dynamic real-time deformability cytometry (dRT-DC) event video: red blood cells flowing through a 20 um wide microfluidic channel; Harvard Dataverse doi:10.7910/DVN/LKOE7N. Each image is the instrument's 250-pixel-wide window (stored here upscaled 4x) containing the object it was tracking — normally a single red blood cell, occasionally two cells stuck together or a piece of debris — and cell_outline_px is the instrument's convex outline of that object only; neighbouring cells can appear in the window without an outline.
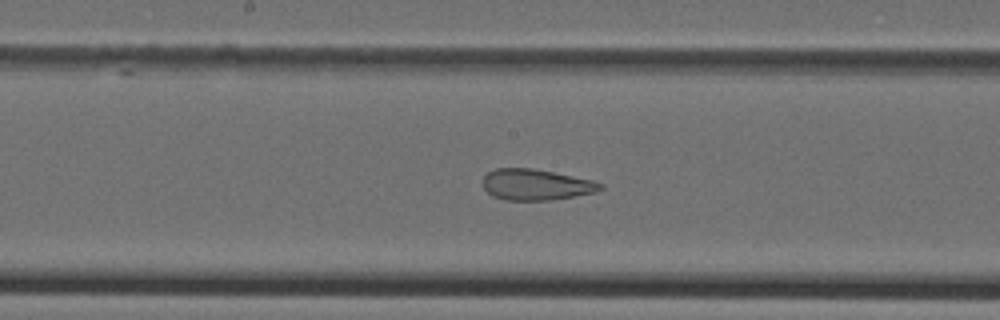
{"species": "Egyptian fruit bat (a non-hibernating species)", "species_latin": "Rousettus aegyptiacus", "temperature_condition": "cold", "stored_images_in_passage": 48, "camera_frame_rate_fps": 3000, "um_per_image_px": 0.085, "animal": {"sex": "female"}, "frame": {"image": 1, "passage_image": 25, "time_ms": 8.0, "image_size_px": [1000, 320], "cell_outline_px": [[604, 188], [596, 192], [552, 200], [504, 200], [492, 196], [480, 184], [484, 176], [488, 172], [496, 168], [532, 168], [592, 180], [604, 184]], "centroid_in_image_um": [45.53, 15.7], "position_along_channel_um": 202.7, "area_um2": 21.33}}
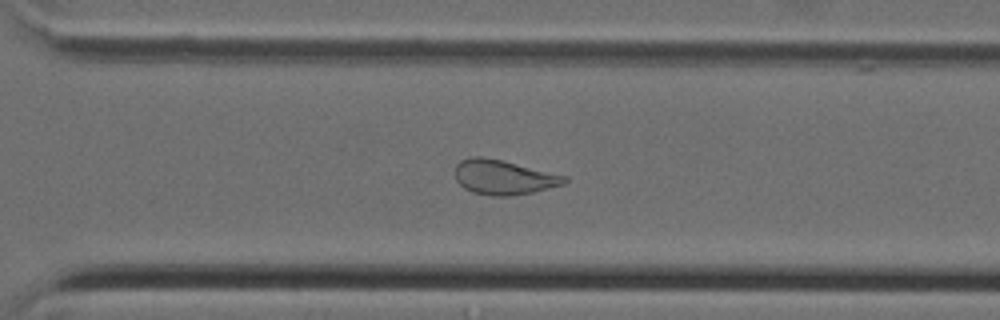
{"frame": {"image": 2, "passage_image": 34, "time_ms": 11.0, "image_size_px": [1000, 320], "cell_outline_px": [[568, 180], [564, 184], [532, 192], [512, 196], [492, 196], [472, 192], [464, 188], [456, 180], [456, 164], [460, 160], [472, 156], [484, 156], [568, 176]], "centroid_in_image_um": [42.8, 15.06], "position_along_channel_um": 327.8, "area_um2": 22.08}}
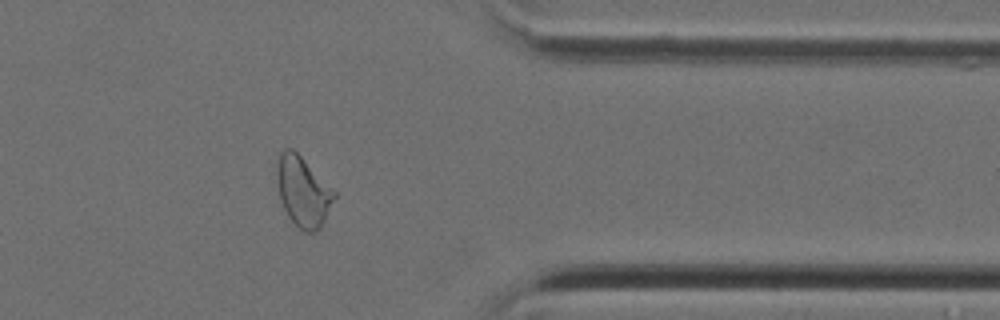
{"frame": {"image": 3, "passage_image": 39, "time_ms": 12.667, "image_size_px": [1000, 320], "cell_outline_px": [[336, 196], [320, 228], [316, 232], [304, 232], [288, 216], [280, 200], [276, 176], [276, 168], [280, 152], [284, 148], [292, 148], [336, 192]], "centroid_in_image_um": [25.74, 16.28], "position_along_channel_um": 385.7, "area_um2": 23.06}}